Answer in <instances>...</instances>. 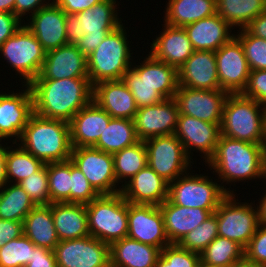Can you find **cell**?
<instances>
[{"label":"cell","instance_id":"6da1fadb","mask_svg":"<svg viewBox=\"0 0 266 267\" xmlns=\"http://www.w3.org/2000/svg\"><path fill=\"white\" fill-rule=\"evenodd\" d=\"M34 113L39 116L70 122L92 101L93 86L88 78L32 80Z\"/></svg>","mask_w":266,"mask_h":267},{"label":"cell","instance_id":"7a4b0ae2","mask_svg":"<svg viewBox=\"0 0 266 267\" xmlns=\"http://www.w3.org/2000/svg\"><path fill=\"white\" fill-rule=\"evenodd\" d=\"M263 155L262 144L249 143L220 135L216 151L205 166L213 170L211 171L212 174H217L215 177H218L221 187L227 194H237L234 192L237 190L231 188L232 183L238 181L245 183L252 179H261ZM227 184H229V188H227Z\"/></svg>","mask_w":266,"mask_h":267},{"label":"cell","instance_id":"3957f363","mask_svg":"<svg viewBox=\"0 0 266 267\" xmlns=\"http://www.w3.org/2000/svg\"><path fill=\"white\" fill-rule=\"evenodd\" d=\"M118 0H102L79 13H66L65 33L67 44L75 45L88 57L104 38L120 25Z\"/></svg>","mask_w":266,"mask_h":267},{"label":"cell","instance_id":"277c9868","mask_svg":"<svg viewBox=\"0 0 266 267\" xmlns=\"http://www.w3.org/2000/svg\"><path fill=\"white\" fill-rule=\"evenodd\" d=\"M17 143L44 164L71 159L73 147L70 126L66 121L33 113Z\"/></svg>","mask_w":266,"mask_h":267},{"label":"cell","instance_id":"5b68a950","mask_svg":"<svg viewBox=\"0 0 266 267\" xmlns=\"http://www.w3.org/2000/svg\"><path fill=\"white\" fill-rule=\"evenodd\" d=\"M266 107L242 93L228 94L223 105L221 135L249 143L262 144Z\"/></svg>","mask_w":266,"mask_h":267},{"label":"cell","instance_id":"8992f818","mask_svg":"<svg viewBox=\"0 0 266 267\" xmlns=\"http://www.w3.org/2000/svg\"><path fill=\"white\" fill-rule=\"evenodd\" d=\"M125 28L128 27L122 24L110 32L87 57L88 79L92 86L101 81L122 80L132 66L135 58Z\"/></svg>","mask_w":266,"mask_h":267},{"label":"cell","instance_id":"52a82bcc","mask_svg":"<svg viewBox=\"0 0 266 267\" xmlns=\"http://www.w3.org/2000/svg\"><path fill=\"white\" fill-rule=\"evenodd\" d=\"M90 235L111 244L128 235V201L121 192L101 194L86 204Z\"/></svg>","mask_w":266,"mask_h":267},{"label":"cell","instance_id":"ba28073f","mask_svg":"<svg viewBox=\"0 0 266 267\" xmlns=\"http://www.w3.org/2000/svg\"><path fill=\"white\" fill-rule=\"evenodd\" d=\"M46 51L23 23L0 47V58L10 65L22 85H28L42 69Z\"/></svg>","mask_w":266,"mask_h":267},{"label":"cell","instance_id":"9c48e42d","mask_svg":"<svg viewBox=\"0 0 266 267\" xmlns=\"http://www.w3.org/2000/svg\"><path fill=\"white\" fill-rule=\"evenodd\" d=\"M189 173L169 183L168 200L179 206L216 210L227 195L218 179L208 175ZM214 179V180H213ZM217 180V182H216Z\"/></svg>","mask_w":266,"mask_h":267},{"label":"cell","instance_id":"30bf717a","mask_svg":"<svg viewBox=\"0 0 266 267\" xmlns=\"http://www.w3.org/2000/svg\"><path fill=\"white\" fill-rule=\"evenodd\" d=\"M236 196L227 194L214 213L218 236L233 240L245 249L259 226L258 211L255 201L240 202Z\"/></svg>","mask_w":266,"mask_h":267},{"label":"cell","instance_id":"8fae6325","mask_svg":"<svg viewBox=\"0 0 266 267\" xmlns=\"http://www.w3.org/2000/svg\"><path fill=\"white\" fill-rule=\"evenodd\" d=\"M144 143L147 165L167 182L175 181L193 169L195 161H191L186 155L183 144L174 134L151 137L144 140Z\"/></svg>","mask_w":266,"mask_h":267},{"label":"cell","instance_id":"7c38bea8","mask_svg":"<svg viewBox=\"0 0 266 267\" xmlns=\"http://www.w3.org/2000/svg\"><path fill=\"white\" fill-rule=\"evenodd\" d=\"M101 194L121 192L114 173L113 154L90 147L73 148L70 159Z\"/></svg>","mask_w":266,"mask_h":267},{"label":"cell","instance_id":"4fadbf2b","mask_svg":"<svg viewBox=\"0 0 266 267\" xmlns=\"http://www.w3.org/2000/svg\"><path fill=\"white\" fill-rule=\"evenodd\" d=\"M53 251L57 267H110L109 244L91 235L59 241Z\"/></svg>","mask_w":266,"mask_h":267},{"label":"cell","instance_id":"5bb4252c","mask_svg":"<svg viewBox=\"0 0 266 267\" xmlns=\"http://www.w3.org/2000/svg\"><path fill=\"white\" fill-rule=\"evenodd\" d=\"M21 88L19 92L8 88L7 93L0 91V140L17 142L34 113L31 88L29 85Z\"/></svg>","mask_w":266,"mask_h":267},{"label":"cell","instance_id":"9a60e30c","mask_svg":"<svg viewBox=\"0 0 266 267\" xmlns=\"http://www.w3.org/2000/svg\"><path fill=\"white\" fill-rule=\"evenodd\" d=\"M174 135L181 141L186 155L192 161L194 159L193 152H199L202 154L199 156L203 158V164L206 165L216 151L217 142L221 135L220 124L179 114Z\"/></svg>","mask_w":266,"mask_h":267},{"label":"cell","instance_id":"2e32d148","mask_svg":"<svg viewBox=\"0 0 266 267\" xmlns=\"http://www.w3.org/2000/svg\"><path fill=\"white\" fill-rule=\"evenodd\" d=\"M220 89L228 94L243 93L250 68L240 41L234 36L215 51Z\"/></svg>","mask_w":266,"mask_h":267},{"label":"cell","instance_id":"e0dca14e","mask_svg":"<svg viewBox=\"0 0 266 267\" xmlns=\"http://www.w3.org/2000/svg\"><path fill=\"white\" fill-rule=\"evenodd\" d=\"M127 237L162 250L170 245L159 206L128 202Z\"/></svg>","mask_w":266,"mask_h":267},{"label":"cell","instance_id":"ac0fdd59","mask_svg":"<svg viewBox=\"0 0 266 267\" xmlns=\"http://www.w3.org/2000/svg\"><path fill=\"white\" fill-rule=\"evenodd\" d=\"M228 93L221 89H189L178 86L174 99L179 114H185L209 123L220 124L223 105Z\"/></svg>","mask_w":266,"mask_h":267},{"label":"cell","instance_id":"d6986e66","mask_svg":"<svg viewBox=\"0 0 266 267\" xmlns=\"http://www.w3.org/2000/svg\"><path fill=\"white\" fill-rule=\"evenodd\" d=\"M179 116V109L174 98L138 108L134 124L139 140H146L155 136H167L175 133Z\"/></svg>","mask_w":266,"mask_h":267},{"label":"cell","instance_id":"ffe728a7","mask_svg":"<svg viewBox=\"0 0 266 267\" xmlns=\"http://www.w3.org/2000/svg\"><path fill=\"white\" fill-rule=\"evenodd\" d=\"M88 78L87 57L73 44L46 52L40 74L33 80Z\"/></svg>","mask_w":266,"mask_h":267},{"label":"cell","instance_id":"44dd1931","mask_svg":"<svg viewBox=\"0 0 266 267\" xmlns=\"http://www.w3.org/2000/svg\"><path fill=\"white\" fill-rule=\"evenodd\" d=\"M66 13L52 0L39 9L24 24L47 52L67 45Z\"/></svg>","mask_w":266,"mask_h":267},{"label":"cell","instance_id":"7402d4cb","mask_svg":"<svg viewBox=\"0 0 266 267\" xmlns=\"http://www.w3.org/2000/svg\"><path fill=\"white\" fill-rule=\"evenodd\" d=\"M169 182L146 165L121 188L124 199L134 204L160 206L168 198Z\"/></svg>","mask_w":266,"mask_h":267},{"label":"cell","instance_id":"603a6c76","mask_svg":"<svg viewBox=\"0 0 266 267\" xmlns=\"http://www.w3.org/2000/svg\"><path fill=\"white\" fill-rule=\"evenodd\" d=\"M162 26L161 33L149 45V53L179 70L194 52L191 41L183 27L169 26L164 22Z\"/></svg>","mask_w":266,"mask_h":267},{"label":"cell","instance_id":"cb8c5ba5","mask_svg":"<svg viewBox=\"0 0 266 267\" xmlns=\"http://www.w3.org/2000/svg\"><path fill=\"white\" fill-rule=\"evenodd\" d=\"M178 86L189 89H220L215 52L194 51L178 70Z\"/></svg>","mask_w":266,"mask_h":267},{"label":"cell","instance_id":"d4e9b609","mask_svg":"<svg viewBox=\"0 0 266 267\" xmlns=\"http://www.w3.org/2000/svg\"><path fill=\"white\" fill-rule=\"evenodd\" d=\"M92 101L112 118L134 120L138 110L132 93L122 80L101 81L93 85Z\"/></svg>","mask_w":266,"mask_h":267},{"label":"cell","instance_id":"484cf974","mask_svg":"<svg viewBox=\"0 0 266 267\" xmlns=\"http://www.w3.org/2000/svg\"><path fill=\"white\" fill-rule=\"evenodd\" d=\"M112 117L94 101L83 107L69 122L73 148L94 146Z\"/></svg>","mask_w":266,"mask_h":267},{"label":"cell","instance_id":"4316f807","mask_svg":"<svg viewBox=\"0 0 266 267\" xmlns=\"http://www.w3.org/2000/svg\"><path fill=\"white\" fill-rule=\"evenodd\" d=\"M183 28L194 51L215 52L235 36V32L231 33L234 28L217 13Z\"/></svg>","mask_w":266,"mask_h":267},{"label":"cell","instance_id":"83f0119b","mask_svg":"<svg viewBox=\"0 0 266 267\" xmlns=\"http://www.w3.org/2000/svg\"><path fill=\"white\" fill-rule=\"evenodd\" d=\"M159 208L163 215L164 229L170 244H178L186 234L216 211L179 206L171 203L168 199Z\"/></svg>","mask_w":266,"mask_h":267},{"label":"cell","instance_id":"f1b7e54d","mask_svg":"<svg viewBox=\"0 0 266 267\" xmlns=\"http://www.w3.org/2000/svg\"><path fill=\"white\" fill-rule=\"evenodd\" d=\"M161 250L129 237L109 245L110 267H155Z\"/></svg>","mask_w":266,"mask_h":267},{"label":"cell","instance_id":"f546056e","mask_svg":"<svg viewBox=\"0 0 266 267\" xmlns=\"http://www.w3.org/2000/svg\"><path fill=\"white\" fill-rule=\"evenodd\" d=\"M142 58L143 61L137 63L138 65L133 60L134 65L131 67L164 99L174 98L178 89V70L155 59L150 53Z\"/></svg>","mask_w":266,"mask_h":267},{"label":"cell","instance_id":"4dcf8cb0","mask_svg":"<svg viewBox=\"0 0 266 267\" xmlns=\"http://www.w3.org/2000/svg\"><path fill=\"white\" fill-rule=\"evenodd\" d=\"M52 217L60 241L90 235L85 204L52 203Z\"/></svg>","mask_w":266,"mask_h":267},{"label":"cell","instance_id":"1f68e13d","mask_svg":"<svg viewBox=\"0 0 266 267\" xmlns=\"http://www.w3.org/2000/svg\"><path fill=\"white\" fill-rule=\"evenodd\" d=\"M23 234L36 246L54 250L59 243L52 217V203L36 205L23 220Z\"/></svg>","mask_w":266,"mask_h":267},{"label":"cell","instance_id":"d6a6232c","mask_svg":"<svg viewBox=\"0 0 266 267\" xmlns=\"http://www.w3.org/2000/svg\"><path fill=\"white\" fill-rule=\"evenodd\" d=\"M163 22L173 27H185L217 13L216 0H168Z\"/></svg>","mask_w":266,"mask_h":267},{"label":"cell","instance_id":"836d02e7","mask_svg":"<svg viewBox=\"0 0 266 267\" xmlns=\"http://www.w3.org/2000/svg\"><path fill=\"white\" fill-rule=\"evenodd\" d=\"M216 6L217 14L232 28L240 30L266 11V0H216Z\"/></svg>","mask_w":266,"mask_h":267},{"label":"cell","instance_id":"e575fe53","mask_svg":"<svg viewBox=\"0 0 266 267\" xmlns=\"http://www.w3.org/2000/svg\"><path fill=\"white\" fill-rule=\"evenodd\" d=\"M139 141L134 120L111 118L98 142L93 146L103 152L114 154Z\"/></svg>","mask_w":266,"mask_h":267},{"label":"cell","instance_id":"d590c367","mask_svg":"<svg viewBox=\"0 0 266 267\" xmlns=\"http://www.w3.org/2000/svg\"><path fill=\"white\" fill-rule=\"evenodd\" d=\"M12 145H7L4 155L5 180L8 183L18 184L37 172L44 163L22 148L17 142L12 143Z\"/></svg>","mask_w":266,"mask_h":267},{"label":"cell","instance_id":"8d00e7d4","mask_svg":"<svg viewBox=\"0 0 266 267\" xmlns=\"http://www.w3.org/2000/svg\"><path fill=\"white\" fill-rule=\"evenodd\" d=\"M35 206L19 184L5 182L0 187V219L23 222Z\"/></svg>","mask_w":266,"mask_h":267},{"label":"cell","instance_id":"74e56055","mask_svg":"<svg viewBox=\"0 0 266 267\" xmlns=\"http://www.w3.org/2000/svg\"><path fill=\"white\" fill-rule=\"evenodd\" d=\"M114 173L117 184H125L147 165V149L144 141L125 147L113 154ZM121 182V183H120Z\"/></svg>","mask_w":266,"mask_h":267},{"label":"cell","instance_id":"f35d334b","mask_svg":"<svg viewBox=\"0 0 266 267\" xmlns=\"http://www.w3.org/2000/svg\"><path fill=\"white\" fill-rule=\"evenodd\" d=\"M200 261L202 266L236 265L244 261V248L218 236L200 253Z\"/></svg>","mask_w":266,"mask_h":267},{"label":"cell","instance_id":"ab89813d","mask_svg":"<svg viewBox=\"0 0 266 267\" xmlns=\"http://www.w3.org/2000/svg\"><path fill=\"white\" fill-rule=\"evenodd\" d=\"M50 204L70 203L71 160L47 163Z\"/></svg>","mask_w":266,"mask_h":267},{"label":"cell","instance_id":"60d3db41","mask_svg":"<svg viewBox=\"0 0 266 267\" xmlns=\"http://www.w3.org/2000/svg\"><path fill=\"white\" fill-rule=\"evenodd\" d=\"M35 244L24 234L0 245L1 267H25L32 259Z\"/></svg>","mask_w":266,"mask_h":267},{"label":"cell","instance_id":"b9f144b4","mask_svg":"<svg viewBox=\"0 0 266 267\" xmlns=\"http://www.w3.org/2000/svg\"><path fill=\"white\" fill-rule=\"evenodd\" d=\"M216 237H218V222L215 213L191 232L186 234L178 245L191 252L200 254Z\"/></svg>","mask_w":266,"mask_h":267},{"label":"cell","instance_id":"7bdbcfd3","mask_svg":"<svg viewBox=\"0 0 266 267\" xmlns=\"http://www.w3.org/2000/svg\"><path fill=\"white\" fill-rule=\"evenodd\" d=\"M122 81L132 93L137 108L152 106L165 100L143 78H140V75L132 67L123 75Z\"/></svg>","mask_w":266,"mask_h":267},{"label":"cell","instance_id":"ee69618b","mask_svg":"<svg viewBox=\"0 0 266 267\" xmlns=\"http://www.w3.org/2000/svg\"><path fill=\"white\" fill-rule=\"evenodd\" d=\"M236 31L250 70H266V40L251 35L245 28Z\"/></svg>","mask_w":266,"mask_h":267},{"label":"cell","instance_id":"f6af8a7d","mask_svg":"<svg viewBox=\"0 0 266 267\" xmlns=\"http://www.w3.org/2000/svg\"><path fill=\"white\" fill-rule=\"evenodd\" d=\"M200 254L181 248L178 244L165 246L155 267H200Z\"/></svg>","mask_w":266,"mask_h":267},{"label":"cell","instance_id":"bcb514c9","mask_svg":"<svg viewBox=\"0 0 266 267\" xmlns=\"http://www.w3.org/2000/svg\"><path fill=\"white\" fill-rule=\"evenodd\" d=\"M29 195L35 205H49V185L47 164H44L37 172L18 183Z\"/></svg>","mask_w":266,"mask_h":267},{"label":"cell","instance_id":"7dc6e473","mask_svg":"<svg viewBox=\"0 0 266 267\" xmlns=\"http://www.w3.org/2000/svg\"><path fill=\"white\" fill-rule=\"evenodd\" d=\"M99 195L78 166L71 161L70 203L86 205Z\"/></svg>","mask_w":266,"mask_h":267},{"label":"cell","instance_id":"c3c4849f","mask_svg":"<svg viewBox=\"0 0 266 267\" xmlns=\"http://www.w3.org/2000/svg\"><path fill=\"white\" fill-rule=\"evenodd\" d=\"M244 260L255 266L266 267V225L258 226L244 249Z\"/></svg>","mask_w":266,"mask_h":267},{"label":"cell","instance_id":"681fc988","mask_svg":"<svg viewBox=\"0 0 266 267\" xmlns=\"http://www.w3.org/2000/svg\"><path fill=\"white\" fill-rule=\"evenodd\" d=\"M242 94L266 107V70H251Z\"/></svg>","mask_w":266,"mask_h":267},{"label":"cell","instance_id":"f907efd6","mask_svg":"<svg viewBox=\"0 0 266 267\" xmlns=\"http://www.w3.org/2000/svg\"><path fill=\"white\" fill-rule=\"evenodd\" d=\"M50 1L51 0H16L14 4V15L24 23L25 18L27 21L28 18L36 13L39 9L48 5Z\"/></svg>","mask_w":266,"mask_h":267},{"label":"cell","instance_id":"816d5d0a","mask_svg":"<svg viewBox=\"0 0 266 267\" xmlns=\"http://www.w3.org/2000/svg\"><path fill=\"white\" fill-rule=\"evenodd\" d=\"M22 24L13 13L0 12V47Z\"/></svg>","mask_w":266,"mask_h":267},{"label":"cell","instance_id":"f5cc1de1","mask_svg":"<svg viewBox=\"0 0 266 267\" xmlns=\"http://www.w3.org/2000/svg\"><path fill=\"white\" fill-rule=\"evenodd\" d=\"M25 267H57L54 251L35 245L32 259Z\"/></svg>","mask_w":266,"mask_h":267},{"label":"cell","instance_id":"db71d44e","mask_svg":"<svg viewBox=\"0 0 266 267\" xmlns=\"http://www.w3.org/2000/svg\"><path fill=\"white\" fill-rule=\"evenodd\" d=\"M23 234V222L0 219V245L19 238Z\"/></svg>","mask_w":266,"mask_h":267},{"label":"cell","instance_id":"11a10c76","mask_svg":"<svg viewBox=\"0 0 266 267\" xmlns=\"http://www.w3.org/2000/svg\"><path fill=\"white\" fill-rule=\"evenodd\" d=\"M65 13H79L102 0H53Z\"/></svg>","mask_w":266,"mask_h":267},{"label":"cell","instance_id":"9f6ffc18","mask_svg":"<svg viewBox=\"0 0 266 267\" xmlns=\"http://www.w3.org/2000/svg\"><path fill=\"white\" fill-rule=\"evenodd\" d=\"M245 29L256 37L266 40V11L254 18Z\"/></svg>","mask_w":266,"mask_h":267},{"label":"cell","instance_id":"6f0895ef","mask_svg":"<svg viewBox=\"0 0 266 267\" xmlns=\"http://www.w3.org/2000/svg\"><path fill=\"white\" fill-rule=\"evenodd\" d=\"M263 196L260 195L259 201L256 205L258 211V223L259 225H266V190L263 191Z\"/></svg>","mask_w":266,"mask_h":267},{"label":"cell","instance_id":"680465c9","mask_svg":"<svg viewBox=\"0 0 266 267\" xmlns=\"http://www.w3.org/2000/svg\"><path fill=\"white\" fill-rule=\"evenodd\" d=\"M5 144H3V143ZM11 142H5V140H0V187L6 182L5 180V163H4V155L6 152L7 144Z\"/></svg>","mask_w":266,"mask_h":267},{"label":"cell","instance_id":"91938a15","mask_svg":"<svg viewBox=\"0 0 266 267\" xmlns=\"http://www.w3.org/2000/svg\"><path fill=\"white\" fill-rule=\"evenodd\" d=\"M16 0H0V12L13 13Z\"/></svg>","mask_w":266,"mask_h":267},{"label":"cell","instance_id":"94428289","mask_svg":"<svg viewBox=\"0 0 266 267\" xmlns=\"http://www.w3.org/2000/svg\"><path fill=\"white\" fill-rule=\"evenodd\" d=\"M266 179V152H264L263 159H262V170H261V181L265 182ZM264 186L266 185V182L263 183ZM266 188V187H264Z\"/></svg>","mask_w":266,"mask_h":267},{"label":"cell","instance_id":"6125c7cd","mask_svg":"<svg viewBox=\"0 0 266 267\" xmlns=\"http://www.w3.org/2000/svg\"><path fill=\"white\" fill-rule=\"evenodd\" d=\"M232 267H259V266H255L253 264L247 263L245 260L243 262H240L236 265H232Z\"/></svg>","mask_w":266,"mask_h":267},{"label":"cell","instance_id":"be15d7a7","mask_svg":"<svg viewBox=\"0 0 266 267\" xmlns=\"http://www.w3.org/2000/svg\"><path fill=\"white\" fill-rule=\"evenodd\" d=\"M263 150L266 152V110H265V126H264V139H263Z\"/></svg>","mask_w":266,"mask_h":267},{"label":"cell","instance_id":"e7e4bbea","mask_svg":"<svg viewBox=\"0 0 266 267\" xmlns=\"http://www.w3.org/2000/svg\"><path fill=\"white\" fill-rule=\"evenodd\" d=\"M200 267H232V265H226V266H200Z\"/></svg>","mask_w":266,"mask_h":267}]
</instances>
